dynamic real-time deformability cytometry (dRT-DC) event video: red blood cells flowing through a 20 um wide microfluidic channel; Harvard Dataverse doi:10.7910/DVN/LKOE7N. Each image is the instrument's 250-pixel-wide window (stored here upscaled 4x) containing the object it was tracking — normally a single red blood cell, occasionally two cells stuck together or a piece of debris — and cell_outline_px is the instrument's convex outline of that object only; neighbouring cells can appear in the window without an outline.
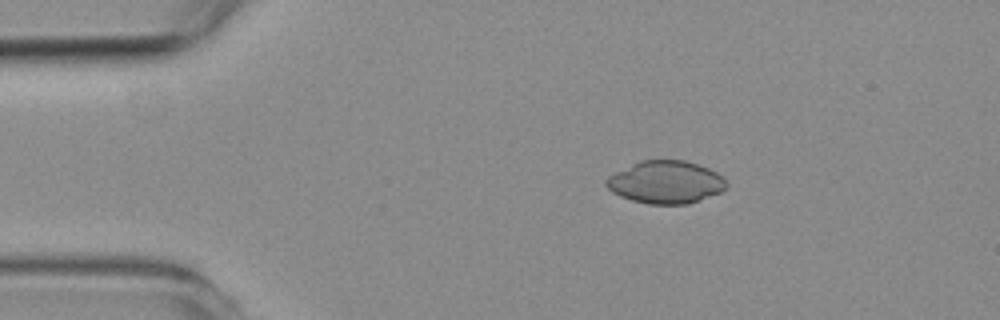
{"species": "common noctule bat (a hibernating species)", "species_latin": "Nyctalus noctula", "temperature_condition": "room temperature", "stored_images_in_passage": 4, "camera_frame_rate_fps": 3000, "um_per_image_px": 0.085, "animal": {"sex": "female", "body_mass_g": 19.3, "forearm_length_mm": 54.1}, "frame": {"image": 1, "passage_image": 3, "time_ms": 2.333, "image_size_px": [1000, 320], "cell_outline_px": [[728, 184], [720, 192], [688, 204], [648, 204], [632, 200], [620, 196], [612, 192], [604, 184], [604, 180], [608, 176], [640, 160], [684, 160], [708, 168], [724, 176]], "centroid_in_image_um": [56.57, 15.48], "position_along_channel_um": 28.4, "area_um2": 29.82}}